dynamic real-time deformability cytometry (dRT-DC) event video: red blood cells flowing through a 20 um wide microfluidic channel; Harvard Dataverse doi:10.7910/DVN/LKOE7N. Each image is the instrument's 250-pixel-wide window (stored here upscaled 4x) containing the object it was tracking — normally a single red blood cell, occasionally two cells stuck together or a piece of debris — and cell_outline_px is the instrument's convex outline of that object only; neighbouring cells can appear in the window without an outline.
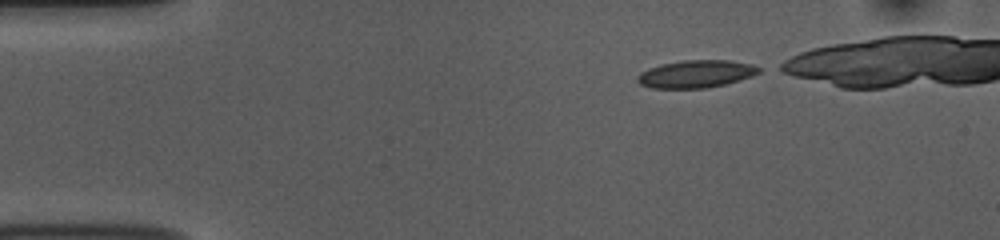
{"species": "common noctule bat (a hibernating species)", "species_latin": "Nyctalus noctula", "temperature_condition": "room temperature", "stored_images_in_passage": 32, "camera_frame_rate_fps": 3000, "um_per_image_px": 0.085, "animal": {"sex": "female", "body_mass_g": 10.0, "forearm_length_mm": 53.1}, "frame": {"image": 1, "passage_image": 1, "time_ms": 0.0, "image_size_px": [1000, 240], "cell_outline_px": [[764, 68], [760, 72], [752, 76], [724, 84], [704, 88], [652, 88], [640, 84], [636, 80], [636, 76], [640, 72], [648, 68], [660, 64], [684, 60], [732, 60], [752, 64]], "centroid_in_image_um": [59.16, 6.27], "position_along_channel_um": 25.8, "area_um2": 19.65}}
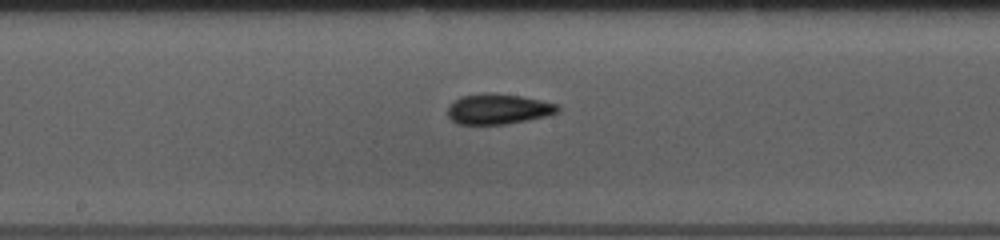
{"frame": {"image": 2, "passage_image": 20, "time_ms": 6.333, "image_size_px": [1000, 240], "cell_outline_px": [[560, 112], [548, 116], [528, 120], [504, 124], [456, 124], [448, 116], [448, 108], [460, 96], [484, 92], [520, 96], [540, 100], [556, 104], [560, 108]], "centroid_in_image_um": [42.36, 9.27], "position_along_channel_um": 205.8, "area_um2": 19.42}}
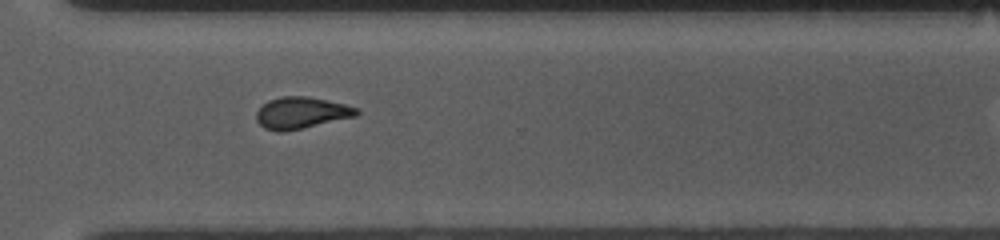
{"frame": {"image": 3, "passage_image": 31, "time_ms": 10.0, "image_size_px": [1000, 240], "cell_outline_px": [[360, 112], [356, 116], [300, 128], [280, 132], [264, 128], [256, 120], [256, 112], [268, 100], [280, 96], [308, 96], [344, 104], [360, 108]], "centroid_in_image_um": [25.61, 9.57], "position_along_channel_um": 345.0, "area_um2": 18.26}}